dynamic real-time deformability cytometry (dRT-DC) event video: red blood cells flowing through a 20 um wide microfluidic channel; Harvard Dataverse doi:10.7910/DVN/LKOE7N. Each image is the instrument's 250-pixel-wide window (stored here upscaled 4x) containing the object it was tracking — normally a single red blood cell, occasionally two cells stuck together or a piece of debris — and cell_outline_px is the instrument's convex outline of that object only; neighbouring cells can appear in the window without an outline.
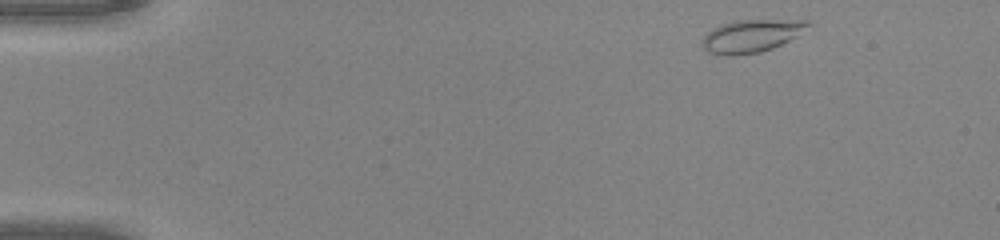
{"species": "common noctule bat (a hibernating species)", "species_latin": "Nyctalus noctula", "temperature_condition": "warm", "stored_images_in_passage": 44, "camera_frame_rate_fps": 3000, "um_per_image_px": 0.085, "animal": {"sex": "male", "body_mass_g": 20.0, "forearm_length_mm": 53.3}, "frame": {"image": 1, "passage_image": 1, "time_ms": 0.0, "image_size_px": [1000, 240], "cell_outline_px": [[812, 24], [796, 36], [772, 48], [760, 52], [732, 56], [728, 56], [708, 52], [700, 44], [700, 40], [712, 28], [724, 24], [740, 20], [808, 20]], "centroid_in_image_um": [63.83, 3.06], "position_along_channel_um": 21.2, "area_um2": 20.0}}
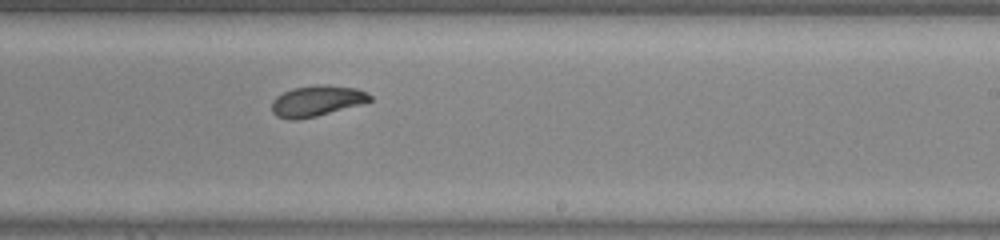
{"frame": {"image": 2, "passage_image": 26, "time_ms": 8.333, "image_size_px": [1000, 240], "cell_outline_px": [[372, 100], [360, 104], [316, 116], [296, 120], [288, 120], [276, 116], [272, 112], [272, 100], [276, 96], [292, 88], [316, 84], [324, 84], [356, 88], [368, 92], [372, 96]], "centroid_in_image_um": [26.9, 8.57], "position_along_channel_um": 262.1, "area_um2": 17.69}}
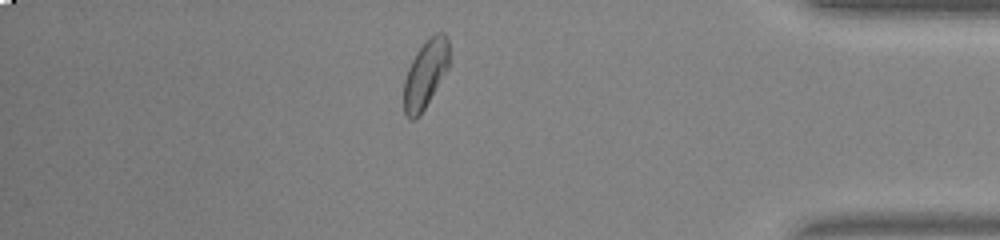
{"frame": {"image": 3, "passage_image": 38, "time_ms": 12.333, "image_size_px": [1000, 240], "cell_outline_px": [[448, 68], [420, 116], [412, 120], [404, 112], [404, 80], [408, 68], [416, 52], [424, 40], [428, 36], [436, 32], [444, 32], [448, 36]], "centroid_in_image_um": [36.16, 6.25], "position_along_channel_um": 399.0, "area_um2": 17.98}, "authors_computed_cell_mechanics": {"area_um2": 17.918, "velocity_mm_per_s": 4.1752, "shape_relaxation_time_tau1_ms": 5.5801, "shape_relaxation_time_tau2_ms": 2.0324, "deformation_change_tau1": 0.1813, "deformation_change_tau2": 0.0669}}